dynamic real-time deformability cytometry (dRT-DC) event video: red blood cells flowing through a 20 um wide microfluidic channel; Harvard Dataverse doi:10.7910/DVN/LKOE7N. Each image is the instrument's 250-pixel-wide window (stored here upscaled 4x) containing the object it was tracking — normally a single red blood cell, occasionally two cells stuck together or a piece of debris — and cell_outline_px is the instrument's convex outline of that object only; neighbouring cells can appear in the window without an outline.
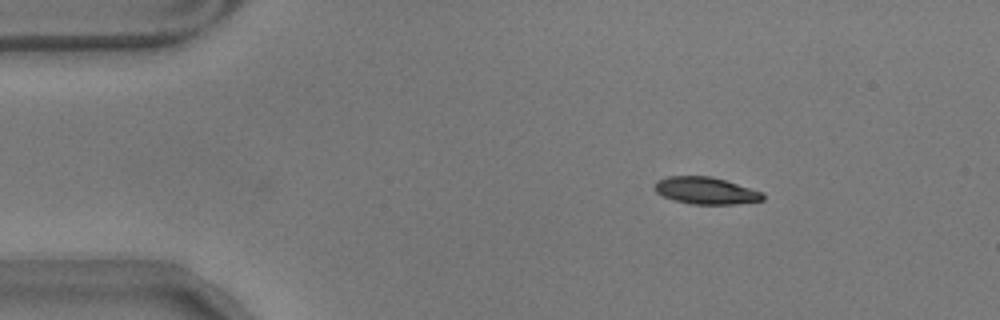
{"species": "common noctule bat (a hibernating species)", "species_latin": "Nyctalus noctula", "temperature_condition": "warm", "stored_images_in_passage": 16, "camera_frame_rate_fps": 3000, "um_per_image_px": 0.085, "animal": {"sex": "male", "body_mass_g": 17.9}, "frame": {"image": 1, "passage_image": 16, "time_ms": 5.0, "image_size_px": [1000, 320], "cell_outline_px": [[764, 200], [736, 204], [692, 204], [676, 200], [664, 196], [656, 192], [652, 188], [656, 180], [668, 176], [712, 176], [764, 192]], "centroid_in_image_um": [59.99, 16.19], "position_along_channel_um": 25.0, "area_um2": 17.11}}